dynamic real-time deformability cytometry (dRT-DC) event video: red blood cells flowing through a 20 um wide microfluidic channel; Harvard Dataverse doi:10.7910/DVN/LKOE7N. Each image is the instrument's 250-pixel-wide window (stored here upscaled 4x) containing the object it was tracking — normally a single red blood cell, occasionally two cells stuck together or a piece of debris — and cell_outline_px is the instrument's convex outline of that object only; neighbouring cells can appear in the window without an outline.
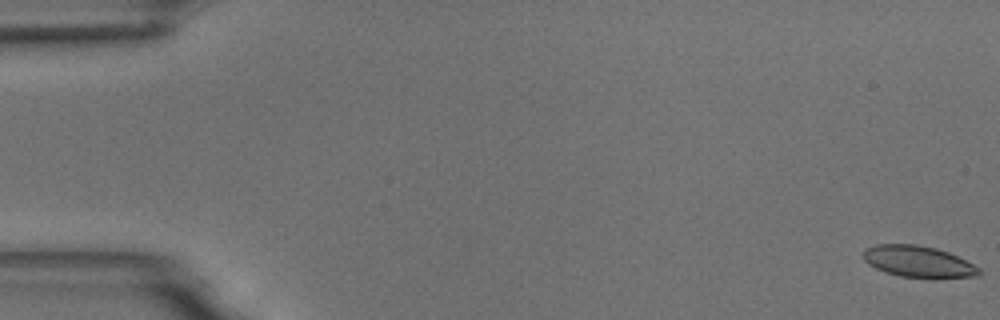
{"species": "common noctule bat (a hibernating species)", "species_latin": "Nyctalus noctula", "temperature_condition": "room temperature", "stored_images_in_passage": 7, "camera_frame_rate_fps": 3000, "um_per_image_px": 0.085, "animal": {"sex": "male", "body_mass_g": 18.8}, "frame": {"image": 1, "passage_image": 1, "time_ms": 0.0, "image_size_px": [1000, 320], "cell_outline_px": [[980, 272], [976, 276], [900, 276], [876, 268], [868, 264], [864, 260], [864, 252], [868, 248], [876, 244], [916, 244], [936, 248], [948, 252], [980, 268]], "centroid_in_image_um": [78.0, 22.19], "position_along_channel_um": 7.0, "area_um2": 20.29}}